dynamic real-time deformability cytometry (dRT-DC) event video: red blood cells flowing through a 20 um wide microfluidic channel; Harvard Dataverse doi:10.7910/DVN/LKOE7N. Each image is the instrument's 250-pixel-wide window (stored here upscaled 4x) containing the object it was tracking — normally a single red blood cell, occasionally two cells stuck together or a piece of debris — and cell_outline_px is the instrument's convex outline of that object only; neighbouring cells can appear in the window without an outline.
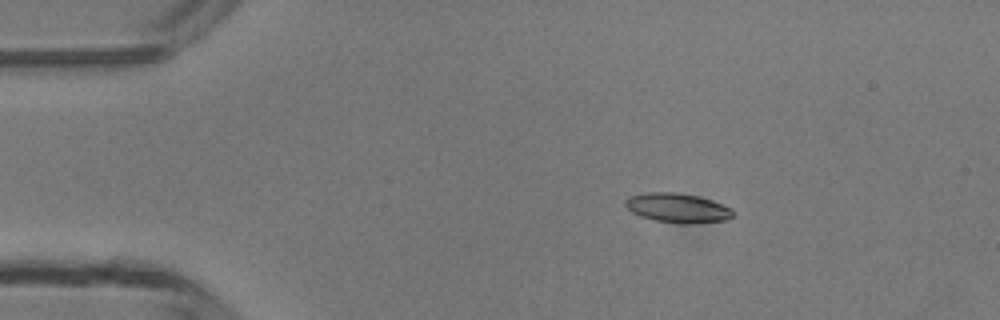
{"species": "common noctule bat (a hibernating species)", "species_latin": "Nyctalus noctula", "temperature_condition": "room temperature", "stored_images_in_passage": 5, "camera_frame_rate_fps": 3000, "um_per_image_px": 0.085, "animal": {"sex": "male", "body_mass_g": 13.3}, "frame": {"image": 1, "passage_image": 2, "time_ms": 1.333, "image_size_px": [1000, 320], "cell_outline_px": [[736, 212], [728, 220], [692, 224], [684, 224], [656, 220], [640, 216], [632, 212], [624, 204], [624, 200], [628, 196], [648, 192], [676, 192], [696, 196], [712, 200], [732, 208]], "centroid_in_image_um": [57.61, 17.67], "position_along_channel_um": 27.4, "area_um2": 18.61}}
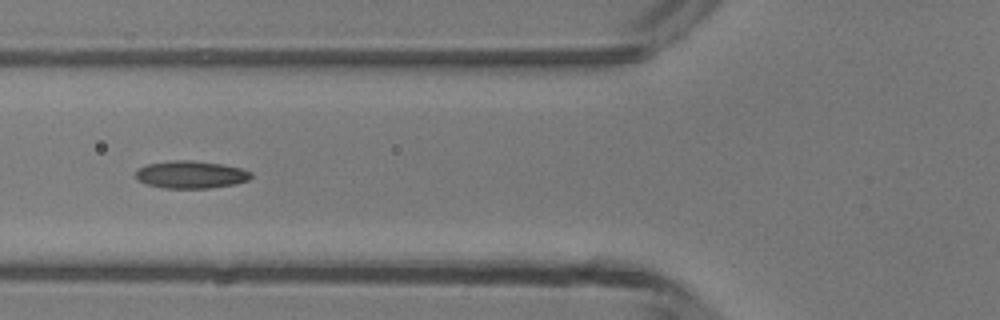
{"frame": {"image": 2, "passage_image": 5, "time_ms": 4.667, "image_size_px": [1000, 320], "cell_outline_px": [[252, 176], [248, 180], [236, 184], [208, 188], [164, 188], [148, 184], [136, 180], [136, 172], [140, 168], [148, 164], [172, 160], [192, 160], [220, 164], [240, 168], [252, 172]], "centroid_in_image_um": [16.23, 14.84], "position_along_channel_um": 109.6, "area_um2": 18.38}}